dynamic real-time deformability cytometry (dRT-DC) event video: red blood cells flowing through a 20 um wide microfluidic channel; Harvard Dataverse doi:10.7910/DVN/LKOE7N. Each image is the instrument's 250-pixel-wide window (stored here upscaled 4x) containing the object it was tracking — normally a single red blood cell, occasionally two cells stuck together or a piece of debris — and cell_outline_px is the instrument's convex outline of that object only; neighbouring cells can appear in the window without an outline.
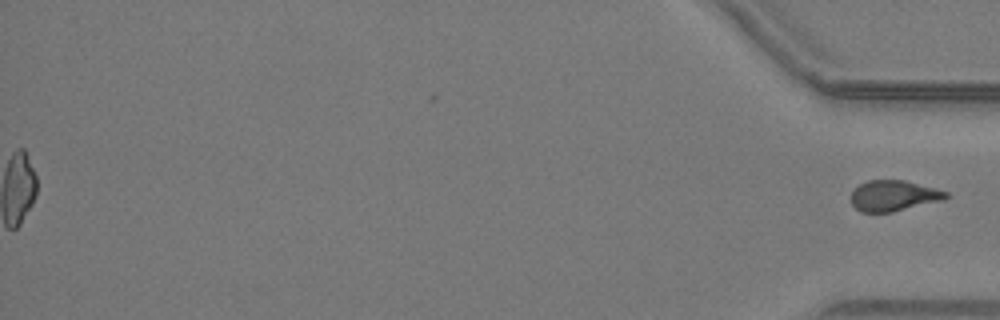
{"species": "common noctule bat (a hibernating species)", "species_latin": "Nyctalus noctula", "temperature_condition": "warm", "stored_images_in_passage": 49, "segment_of_instrument_passage": [2, 2], "camera_frame_rate_fps": 3000, "um_per_image_px": 0.085, "animal": {"sex": "male", "body_mass_g": 19.2, "forearm_length_mm": 51.8}, "frame": {"image": 1, "passage_image": 49, "time_ms": 16.0, "image_size_px": [1000, 320], "cell_outline_px": [[948, 196], [944, 200], [892, 212], [860, 212], [852, 204], [852, 192], [860, 184], [868, 180], [904, 180], [948, 192]], "centroid_in_image_um": [75.96, 16.64], "position_along_channel_um": 359.2, "area_um2": 16.82}}